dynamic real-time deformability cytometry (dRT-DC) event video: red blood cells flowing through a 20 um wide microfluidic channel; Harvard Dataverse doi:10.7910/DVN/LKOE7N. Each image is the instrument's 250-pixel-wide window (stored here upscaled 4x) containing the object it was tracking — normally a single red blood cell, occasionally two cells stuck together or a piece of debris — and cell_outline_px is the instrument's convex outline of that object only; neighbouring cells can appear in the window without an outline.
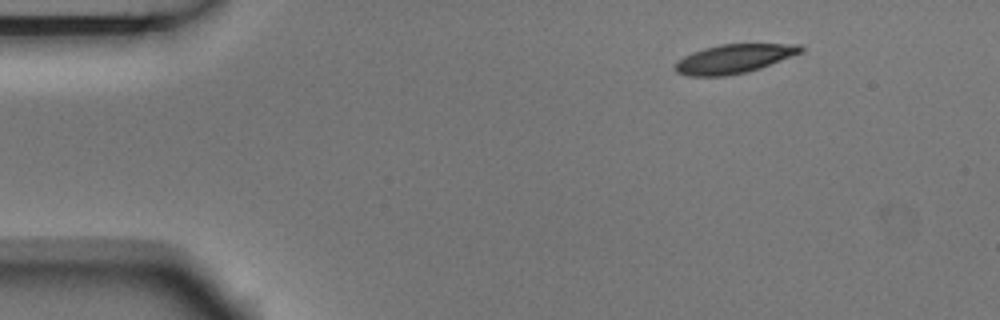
{"species": "Egyptian fruit bat (a non-hibernating species)", "species_latin": "Rousettus aegyptiacus", "temperature_condition": "room temperature", "stored_images_in_passage": 3, "camera_frame_rate_fps": 3000, "um_per_image_px": 0.085, "animal": {"sex": "male"}, "frame": {"image": 1, "passage_image": 1, "time_ms": 0.0, "image_size_px": [1000, 320], "cell_outline_px": [[804, 52], [760, 68], [748, 72], [724, 76], [688, 76], [676, 72], [672, 68], [684, 56], [692, 52], [704, 48], [720, 44], [800, 44], [804, 48]], "centroid_in_image_um": [62.4, 5.0], "position_along_channel_um": 22.6, "area_um2": 21.27}}